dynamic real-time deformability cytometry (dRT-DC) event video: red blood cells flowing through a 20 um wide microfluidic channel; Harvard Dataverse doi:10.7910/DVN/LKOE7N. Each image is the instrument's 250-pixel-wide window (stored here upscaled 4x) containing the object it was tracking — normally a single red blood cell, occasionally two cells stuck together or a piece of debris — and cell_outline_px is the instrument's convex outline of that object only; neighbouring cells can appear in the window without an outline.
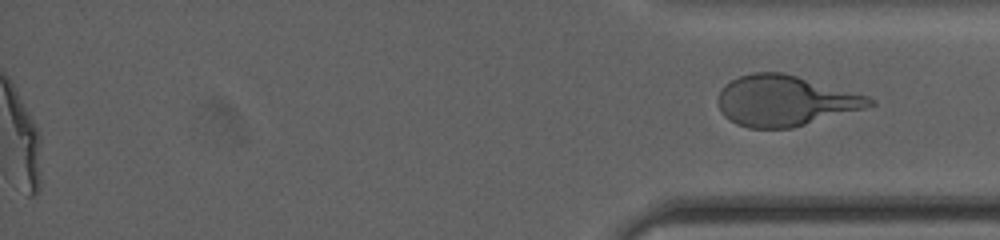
{"species": "human", "species_latin": "Homo sapiens", "temperature_condition": "cold", "stored_images_in_passage": 59, "segment_of_instrument_passage": [2, 2], "camera_frame_rate_fps": 3000, "um_per_image_px": 0.085, "donor": {"sex": "female"}, "frame": {"image": 1, "passage_image": 59, "time_ms": 19.333, "image_size_px": [1000, 240], "cell_outline_px": [[876, 104], [792, 128], [748, 128], [736, 124], [728, 120], [724, 116], [716, 100], [724, 84], [740, 76], [752, 72], [784, 72], [868, 96], [876, 100]], "centroid_in_image_um": [66.68, 8.56], "position_along_channel_um": 368.5, "area_um2": 44.45}}